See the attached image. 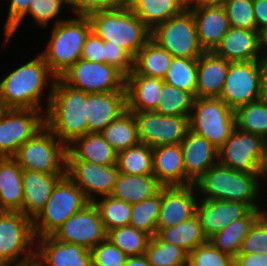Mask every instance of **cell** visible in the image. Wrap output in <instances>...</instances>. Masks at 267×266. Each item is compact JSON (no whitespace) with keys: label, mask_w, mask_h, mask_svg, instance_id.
Instances as JSON below:
<instances>
[{"label":"cell","mask_w":267,"mask_h":266,"mask_svg":"<svg viewBox=\"0 0 267 266\" xmlns=\"http://www.w3.org/2000/svg\"><path fill=\"white\" fill-rule=\"evenodd\" d=\"M180 146L185 175L193 184L218 163V148L191 130L187 131Z\"/></svg>","instance_id":"23"},{"label":"cell","mask_w":267,"mask_h":266,"mask_svg":"<svg viewBox=\"0 0 267 266\" xmlns=\"http://www.w3.org/2000/svg\"><path fill=\"white\" fill-rule=\"evenodd\" d=\"M87 17L91 31L103 41L119 45L133 59L150 39L151 30L126 3L115 9L92 12Z\"/></svg>","instance_id":"4"},{"label":"cell","mask_w":267,"mask_h":266,"mask_svg":"<svg viewBox=\"0 0 267 266\" xmlns=\"http://www.w3.org/2000/svg\"><path fill=\"white\" fill-rule=\"evenodd\" d=\"M104 63L114 66L125 77L133 70V58L119 45L103 41Z\"/></svg>","instance_id":"50"},{"label":"cell","mask_w":267,"mask_h":266,"mask_svg":"<svg viewBox=\"0 0 267 266\" xmlns=\"http://www.w3.org/2000/svg\"><path fill=\"white\" fill-rule=\"evenodd\" d=\"M257 31L267 26V0H252Z\"/></svg>","instance_id":"55"},{"label":"cell","mask_w":267,"mask_h":266,"mask_svg":"<svg viewBox=\"0 0 267 266\" xmlns=\"http://www.w3.org/2000/svg\"><path fill=\"white\" fill-rule=\"evenodd\" d=\"M252 208L241 202L198 199L196 214L207 240L231 222L244 217Z\"/></svg>","instance_id":"21"},{"label":"cell","mask_w":267,"mask_h":266,"mask_svg":"<svg viewBox=\"0 0 267 266\" xmlns=\"http://www.w3.org/2000/svg\"><path fill=\"white\" fill-rule=\"evenodd\" d=\"M60 78L67 85L86 93L126 91L125 76L114 66L81 58Z\"/></svg>","instance_id":"12"},{"label":"cell","mask_w":267,"mask_h":266,"mask_svg":"<svg viewBox=\"0 0 267 266\" xmlns=\"http://www.w3.org/2000/svg\"><path fill=\"white\" fill-rule=\"evenodd\" d=\"M23 169L13 157L0 158V211L22 213Z\"/></svg>","instance_id":"29"},{"label":"cell","mask_w":267,"mask_h":266,"mask_svg":"<svg viewBox=\"0 0 267 266\" xmlns=\"http://www.w3.org/2000/svg\"><path fill=\"white\" fill-rule=\"evenodd\" d=\"M132 113L139 141L151 148L180 144L189 130V117L160 115L154 111Z\"/></svg>","instance_id":"15"},{"label":"cell","mask_w":267,"mask_h":266,"mask_svg":"<svg viewBox=\"0 0 267 266\" xmlns=\"http://www.w3.org/2000/svg\"><path fill=\"white\" fill-rule=\"evenodd\" d=\"M261 99L267 104V74L262 77Z\"/></svg>","instance_id":"58"},{"label":"cell","mask_w":267,"mask_h":266,"mask_svg":"<svg viewBox=\"0 0 267 266\" xmlns=\"http://www.w3.org/2000/svg\"><path fill=\"white\" fill-rule=\"evenodd\" d=\"M222 5L230 27L257 31L252 0H225Z\"/></svg>","instance_id":"46"},{"label":"cell","mask_w":267,"mask_h":266,"mask_svg":"<svg viewBox=\"0 0 267 266\" xmlns=\"http://www.w3.org/2000/svg\"><path fill=\"white\" fill-rule=\"evenodd\" d=\"M30 7L28 13L4 36V45L9 43V40H12L18 32L17 30L22 25L24 19L31 17L35 25L42 27V29L48 28L53 23V26L63 21L67 18H61L59 14H62L61 11L70 9V4L66 0H30ZM30 15V16H29ZM28 16V17H27ZM54 21V22H53Z\"/></svg>","instance_id":"36"},{"label":"cell","mask_w":267,"mask_h":266,"mask_svg":"<svg viewBox=\"0 0 267 266\" xmlns=\"http://www.w3.org/2000/svg\"><path fill=\"white\" fill-rule=\"evenodd\" d=\"M90 203L66 175L54 187L44 208L32 220L35 238L52 235L70 216Z\"/></svg>","instance_id":"6"},{"label":"cell","mask_w":267,"mask_h":266,"mask_svg":"<svg viewBox=\"0 0 267 266\" xmlns=\"http://www.w3.org/2000/svg\"><path fill=\"white\" fill-rule=\"evenodd\" d=\"M51 29L45 49L40 51L49 70L58 78L75 64L82 54L91 24L87 16L73 14Z\"/></svg>","instance_id":"5"},{"label":"cell","mask_w":267,"mask_h":266,"mask_svg":"<svg viewBox=\"0 0 267 266\" xmlns=\"http://www.w3.org/2000/svg\"><path fill=\"white\" fill-rule=\"evenodd\" d=\"M122 4H124L123 0H75L70 5L69 12L87 16L95 11L118 8Z\"/></svg>","instance_id":"51"},{"label":"cell","mask_w":267,"mask_h":266,"mask_svg":"<svg viewBox=\"0 0 267 266\" xmlns=\"http://www.w3.org/2000/svg\"><path fill=\"white\" fill-rule=\"evenodd\" d=\"M195 185L161 189V204L156 229L173 227L196 214L198 194Z\"/></svg>","instance_id":"18"},{"label":"cell","mask_w":267,"mask_h":266,"mask_svg":"<svg viewBox=\"0 0 267 266\" xmlns=\"http://www.w3.org/2000/svg\"><path fill=\"white\" fill-rule=\"evenodd\" d=\"M70 5L75 1V0H66Z\"/></svg>","instance_id":"63"},{"label":"cell","mask_w":267,"mask_h":266,"mask_svg":"<svg viewBox=\"0 0 267 266\" xmlns=\"http://www.w3.org/2000/svg\"><path fill=\"white\" fill-rule=\"evenodd\" d=\"M107 238L127 257L145 254L150 236L133 226L127 225L107 232Z\"/></svg>","instance_id":"44"},{"label":"cell","mask_w":267,"mask_h":266,"mask_svg":"<svg viewBox=\"0 0 267 266\" xmlns=\"http://www.w3.org/2000/svg\"><path fill=\"white\" fill-rule=\"evenodd\" d=\"M258 49L261 58L267 54V26L258 30Z\"/></svg>","instance_id":"56"},{"label":"cell","mask_w":267,"mask_h":266,"mask_svg":"<svg viewBox=\"0 0 267 266\" xmlns=\"http://www.w3.org/2000/svg\"><path fill=\"white\" fill-rule=\"evenodd\" d=\"M264 208L251 209L244 217L231 222L220 232L215 233L208 239L209 242L221 252L227 253L235 258L250 227L263 213L267 212L266 207Z\"/></svg>","instance_id":"33"},{"label":"cell","mask_w":267,"mask_h":266,"mask_svg":"<svg viewBox=\"0 0 267 266\" xmlns=\"http://www.w3.org/2000/svg\"><path fill=\"white\" fill-rule=\"evenodd\" d=\"M116 164L99 165L79 159H67L66 175L82 190L89 202L109 196L119 178Z\"/></svg>","instance_id":"16"},{"label":"cell","mask_w":267,"mask_h":266,"mask_svg":"<svg viewBox=\"0 0 267 266\" xmlns=\"http://www.w3.org/2000/svg\"><path fill=\"white\" fill-rule=\"evenodd\" d=\"M230 62L216 55L213 51H205L197 59L196 97L219 98Z\"/></svg>","instance_id":"26"},{"label":"cell","mask_w":267,"mask_h":266,"mask_svg":"<svg viewBox=\"0 0 267 266\" xmlns=\"http://www.w3.org/2000/svg\"><path fill=\"white\" fill-rule=\"evenodd\" d=\"M51 236L58 241L80 245L91 250L107 238V232L97 207L90 202L70 216Z\"/></svg>","instance_id":"17"},{"label":"cell","mask_w":267,"mask_h":266,"mask_svg":"<svg viewBox=\"0 0 267 266\" xmlns=\"http://www.w3.org/2000/svg\"><path fill=\"white\" fill-rule=\"evenodd\" d=\"M213 52L229 62L261 60L258 31L230 27Z\"/></svg>","instance_id":"27"},{"label":"cell","mask_w":267,"mask_h":266,"mask_svg":"<svg viewBox=\"0 0 267 266\" xmlns=\"http://www.w3.org/2000/svg\"><path fill=\"white\" fill-rule=\"evenodd\" d=\"M99 133L117 153L140 142L136 120L128 110Z\"/></svg>","instance_id":"37"},{"label":"cell","mask_w":267,"mask_h":266,"mask_svg":"<svg viewBox=\"0 0 267 266\" xmlns=\"http://www.w3.org/2000/svg\"><path fill=\"white\" fill-rule=\"evenodd\" d=\"M234 266H267V255L264 253L238 254Z\"/></svg>","instance_id":"54"},{"label":"cell","mask_w":267,"mask_h":266,"mask_svg":"<svg viewBox=\"0 0 267 266\" xmlns=\"http://www.w3.org/2000/svg\"><path fill=\"white\" fill-rule=\"evenodd\" d=\"M124 266H151V265L148 263L145 254H142V255L127 257Z\"/></svg>","instance_id":"57"},{"label":"cell","mask_w":267,"mask_h":266,"mask_svg":"<svg viewBox=\"0 0 267 266\" xmlns=\"http://www.w3.org/2000/svg\"><path fill=\"white\" fill-rule=\"evenodd\" d=\"M266 176L267 174L235 171L217 163L209 168L194 185L198 198L241 202L252 209H262L265 204H258L257 201L261 202L264 186L261 181L265 180L263 178H267Z\"/></svg>","instance_id":"2"},{"label":"cell","mask_w":267,"mask_h":266,"mask_svg":"<svg viewBox=\"0 0 267 266\" xmlns=\"http://www.w3.org/2000/svg\"><path fill=\"white\" fill-rule=\"evenodd\" d=\"M173 56L151 38L133 59V70L128 75H144L164 79Z\"/></svg>","instance_id":"34"},{"label":"cell","mask_w":267,"mask_h":266,"mask_svg":"<svg viewBox=\"0 0 267 266\" xmlns=\"http://www.w3.org/2000/svg\"><path fill=\"white\" fill-rule=\"evenodd\" d=\"M32 219L17 211H0V252L18 265L35 259Z\"/></svg>","instance_id":"11"},{"label":"cell","mask_w":267,"mask_h":266,"mask_svg":"<svg viewBox=\"0 0 267 266\" xmlns=\"http://www.w3.org/2000/svg\"><path fill=\"white\" fill-rule=\"evenodd\" d=\"M153 152L148 145L138 144L117 153L116 165L120 173L129 175L153 174Z\"/></svg>","instance_id":"39"},{"label":"cell","mask_w":267,"mask_h":266,"mask_svg":"<svg viewBox=\"0 0 267 266\" xmlns=\"http://www.w3.org/2000/svg\"><path fill=\"white\" fill-rule=\"evenodd\" d=\"M261 60L230 62L219 98L231 109L261 99Z\"/></svg>","instance_id":"13"},{"label":"cell","mask_w":267,"mask_h":266,"mask_svg":"<svg viewBox=\"0 0 267 266\" xmlns=\"http://www.w3.org/2000/svg\"><path fill=\"white\" fill-rule=\"evenodd\" d=\"M225 0H188V4H222Z\"/></svg>","instance_id":"59"},{"label":"cell","mask_w":267,"mask_h":266,"mask_svg":"<svg viewBox=\"0 0 267 266\" xmlns=\"http://www.w3.org/2000/svg\"><path fill=\"white\" fill-rule=\"evenodd\" d=\"M67 159L110 165L116 164L117 152L98 132L87 133L67 146Z\"/></svg>","instance_id":"30"},{"label":"cell","mask_w":267,"mask_h":266,"mask_svg":"<svg viewBox=\"0 0 267 266\" xmlns=\"http://www.w3.org/2000/svg\"><path fill=\"white\" fill-rule=\"evenodd\" d=\"M2 78L0 81L2 109H34L46 112L57 77L49 70L41 54L20 64ZM47 91L49 95H46Z\"/></svg>","instance_id":"1"},{"label":"cell","mask_w":267,"mask_h":266,"mask_svg":"<svg viewBox=\"0 0 267 266\" xmlns=\"http://www.w3.org/2000/svg\"><path fill=\"white\" fill-rule=\"evenodd\" d=\"M159 96L155 113L168 116L190 117L195 99L191 93L164 82Z\"/></svg>","instance_id":"40"},{"label":"cell","mask_w":267,"mask_h":266,"mask_svg":"<svg viewBox=\"0 0 267 266\" xmlns=\"http://www.w3.org/2000/svg\"><path fill=\"white\" fill-rule=\"evenodd\" d=\"M150 38L173 57L198 59L205 52L199 44L193 14L188 8L156 25Z\"/></svg>","instance_id":"10"},{"label":"cell","mask_w":267,"mask_h":266,"mask_svg":"<svg viewBox=\"0 0 267 266\" xmlns=\"http://www.w3.org/2000/svg\"><path fill=\"white\" fill-rule=\"evenodd\" d=\"M30 2V0H10L6 22L3 26L4 36L28 13Z\"/></svg>","instance_id":"53"},{"label":"cell","mask_w":267,"mask_h":266,"mask_svg":"<svg viewBox=\"0 0 267 266\" xmlns=\"http://www.w3.org/2000/svg\"><path fill=\"white\" fill-rule=\"evenodd\" d=\"M253 253L267 255V212L263 213L250 227L238 254Z\"/></svg>","instance_id":"48"},{"label":"cell","mask_w":267,"mask_h":266,"mask_svg":"<svg viewBox=\"0 0 267 266\" xmlns=\"http://www.w3.org/2000/svg\"><path fill=\"white\" fill-rule=\"evenodd\" d=\"M261 62H262V66H263V74H267V54H265L262 58H261Z\"/></svg>","instance_id":"62"},{"label":"cell","mask_w":267,"mask_h":266,"mask_svg":"<svg viewBox=\"0 0 267 266\" xmlns=\"http://www.w3.org/2000/svg\"><path fill=\"white\" fill-rule=\"evenodd\" d=\"M192 12L200 46L213 51L230 28L222 4H188Z\"/></svg>","instance_id":"19"},{"label":"cell","mask_w":267,"mask_h":266,"mask_svg":"<svg viewBox=\"0 0 267 266\" xmlns=\"http://www.w3.org/2000/svg\"><path fill=\"white\" fill-rule=\"evenodd\" d=\"M45 126L66 146L87 134L86 92L56 78L45 112Z\"/></svg>","instance_id":"3"},{"label":"cell","mask_w":267,"mask_h":266,"mask_svg":"<svg viewBox=\"0 0 267 266\" xmlns=\"http://www.w3.org/2000/svg\"><path fill=\"white\" fill-rule=\"evenodd\" d=\"M145 256L151 266H188L189 254L178 246L162 241L157 235L150 237Z\"/></svg>","instance_id":"41"},{"label":"cell","mask_w":267,"mask_h":266,"mask_svg":"<svg viewBox=\"0 0 267 266\" xmlns=\"http://www.w3.org/2000/svg\"><path fill=\"white\" fill-rule=\"evenodd\" d=\"M92 266H124L127 256L108 238L91 250Z\"/></svg>","instance_id":"49"},{"label":"cell","mask_w":267,"mask_h":266,"mask_svg":"<svg viewBox=\"0 0 267 266\" xmlns=\"http://www.w3.org/2000/svg\"><path fill=\"white\" fill-rule=\"evenodd\" d=\"M163 187L153 174L129 175L119 173L118 181L110 195L129 204H134L158 194Z\"/></svg>","instance_id":"31"},{"label":"cell","mask_w":267,"mask_h":266,"mask_svg":"<svg viewBox=\"0 0 267 266\" xmlns=\"http://www.w3.org/2000/svg\"><path fill=\"white\" fill-rule=\"evenodd\" d=\"M153 175L164 186H189L193 183L186 177L180 144L152 148Z\"/></svg>","instance_id":"25"},{"label":"cell","mask_w":267,"mask_h":266,"mask_svg":"<svg viewBox=\"0 0 267 266\" xmlns=\"http://www.w3.org/2000/svg\"><path fill=\"white\" fill-rule=\"evenodd\" d=\"M131 11L150 29L182 13L188 0H129Z\"/></svg>","instance_id":"32"},{"label":"cell","mask_w":267,"mask_h":266,"mask_svg":"<svg viewBox=\"0 0 267 266\" xmlns=\"http://www.w3.org/2000/svg\"><path fill=\"white\" fill-rule=\"evenodd\" d=\"M188 266H234V258L207 240L189 253Z\"/></svg>","instance_id":"47"},{"label":"cell","mask_w":267,"mask_h":266,"mask_svg":"<svg viewBox=\"0 0 267 266\" xmlns=\"http://www.w3.org/2000/svg\"><path fill=\"white\" fill-rule=\"evenodd\" d=\"M45 126V113L34 109L0 110V158L13 157Z\"/></svg>","instance_id":"14"},{"label":"cell","mask_w":267,"mask_h":266,"mask_svg":"<svg viewBox=\"0 0 267 266\" xmlns=\"http://www.w3.org/2000/svg\"><path fill=\"white\" fill-rule=\"evenodd\" d=\"M93 203L99 211L106 232L129 225L132 204L114 198L111 195L100 197Z\"/></svg>","instance_id":"43"},{"label":"cell","mask_w":267,"mask_h":266,"mask_svg":"<svg viewBox=\"0 0 267 266\" xmlns=\"http://www.w3.org/2000/svg\"><path fill=\"white\" fill-rule=\"evenodd\" d=\"M235 128L234 110L220 98L196 97L189 117V130L220 148Z\"/></svg>","instance_id":"9"},{"label":"cell","mask_w":267,"mask_h":266,"mask_svg":"<svg viewBox=\"0 0 267 266\" xmlns=\"http://www.w3.org/2000/svg\"><path fill=\"white\" fill-rule=\"evenodd\" d=\"M81 59L90 62L104 63L103 40L93 31H90L85 39Z\"/></svg>","instance_id":"52"},{"label":"cell","mask_w":267,"mask_h":266,"mask_svg":"<svg viewBox=\"0 0 267 266\" xmlns=\"http://www.w3.org/2000/svg\"><path fill=\"white\" fill-rule=\"evenodd\" d=\"M161 204V190L158 194L132 204L129 225L147 233L150 237L156 235V224Z\"/></svg>","instance_id":"45"},{"label":"cell","mask_w":267,"mask_h":266,"mask_svg":"<svg viewBox=\"0 0 267 266\" xmlns=\"http://www.w3.org/2000/svg\"><path fill=\"white\" fill-rule=\"evenodd\" d=\"M127 111L126 91L86 93L88 133L101 132Z\"/></svg>","instance_id":"22"},{"label":"cell","mask_w":267,"mask_h":266,"mask_svg":"<svg viewBox=\"0 0 267 266\" xmlns=\"http://www.w3.org/2000/svg\"><path fill=\"white\" fill-rule=\"evenodd\" d=\"M17 266H42L36 259H33L29 262L18 264Z\"/></svg>","instance_id":"61"},{"label":"cell","mask_w":267,"mask_h":266,"mask_svg":"<svg viewBox=\"0 0 267 266\" xmlns=\"http://www.w3.org/2000/svg\"><path fill=\"white\" fill-rule=\"evenodd\" d=\"M163 81L196 98L197 59L173 57Z\"/></svg>","instance_id":"42"},{"label":"cell","mask_w":267,"mask_h":266,"mask_svg":"<svg viewBox=\"0 0 267 266\" xmlns=\"http://www.w3.org/2000/svg\"><path fill=\"white\" fill-rule=\"evenodd\" d=\"M163 83L161 78L127 75L125 77L127 110L130 112L155 111Z\"/></svg>","instance_id":"28"},{"label":"cell","mask_w":267,"mask_h":266,"mask_svg":"<svg viewBox=\"0 0 267 266\" xmlns=\"http://www.w3.org/2000/svg\"><path fill=\"white\" fill-rule=\"evenodd\" d=\"M156 235L162 241L178 246L188 254L207 241L197 214L173 227L156 229Z\"/></svg>","instance_id":"35"},{"label":"cell","mask_w":267,"mask_h":266,"mask_svg":"<svg viewBox=\"0 0 267 266\" xmlns=\"http://www.w3.org/2000/svg\"><path fill=\"white\" fill-rule=\"evenodd\" d=\"M35 259L42 266H92L90 250L51 235L36 239Z\"/></svg>","instance_id":"20"},{"label":"cell","mask_w":267,"mask_h":266,"mask_svg":"<svg viewBox=\"0 0 267 266\" xmlns=\"http://www.w3.org/2000/svg\"><path fill=\"white\" fill-rule=\"evenodd\" d=\"M66 174H48L34 170H23L22 213L32 220L44 208L56 184Z\"/></svg>","instance_id":"24"},{"label":"cell","mask_w":267,"mask_h":266,"mask_svg":"<svg viewBox=\"0 0 267 266\" xmlns=\"http://www.w3.org/2000/svg\"><path fill=\"white\" fill-rule=\"evenodd\" d=\"M234 116L235 128L267 141V104L262 99L237 107Z\"/></svg>","instance_id":"38"},{"label":"cell","mask_w":267,"mask_h":266,"mask_svg":"<svg viewBox=\"0 0 267 266\" xmlns=\"http://www.w3.org/2000/svg\"><path fill=\"white\" fill-rule=\"evenodd\" d=\"M0 266H13V264L0 252Z\"/></svg>","instance_id":"60"},{"label":"cell","mask_w":267,"mask_h":266,"mask_svg":"<svg viewBox=\"0 0 267 266\" xmlns=\"http://www.w3.org/2000/svg\"><path fill=\"white\" fill-rule=\"evenodd\" d=\"M13 158L23 170L66 174L67 146L46 126L18 148Z\"/></svg>","instance_id":"7"},{"label":"cell","mask_w":267,"mask_h":266,"mask_svg":"<svg viewBox=\"0 0 267 266\" xmlns=\"http://www.w3.org/2000/svg\"><path fill=\"white\" fill-rule=\"evenodd\" d=\"M218 163L235 171L267 174V141L234 128L218 149Z\"/></svg>","instance_id":"8"}]
</instances>
